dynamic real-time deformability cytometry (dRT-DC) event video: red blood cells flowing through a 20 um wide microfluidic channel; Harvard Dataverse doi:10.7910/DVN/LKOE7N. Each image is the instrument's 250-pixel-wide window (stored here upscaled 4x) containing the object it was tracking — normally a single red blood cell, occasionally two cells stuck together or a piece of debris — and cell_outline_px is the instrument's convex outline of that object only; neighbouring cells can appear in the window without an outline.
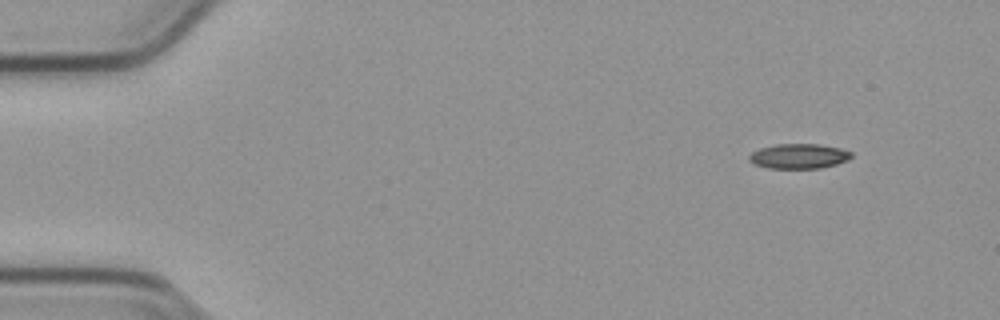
{"species": "common noctule bat (a hibernating species)", "species_latin": "Nyctalus noctula", "temperature_condition": "cold", "stored_images_in_passage": 50, "camera_frame_rate_fps": 3000, "um_per_image_px": 0.085, "animal": {"sex": "male", "body_mass_g": 23.1, "forearm_length_mm": 52.7}, "frame": {"image": 1, "passage_image": 1, "time_ms": 0.0, "image_size_px": [1000, 320], "cell_outline_px": [[852, 156], [848, 160], [836, 164], [820, 168], [768, 168], [756, 164], [748, 160], [748, 156], [752, 152], [760, 148], [776, 144], [816, 144], [840, 148], [852, 152]], "centroid_in_image_um": [67.9, 13.27], "position_along_channel_um": 17.1, "area_um2": 14.74}}
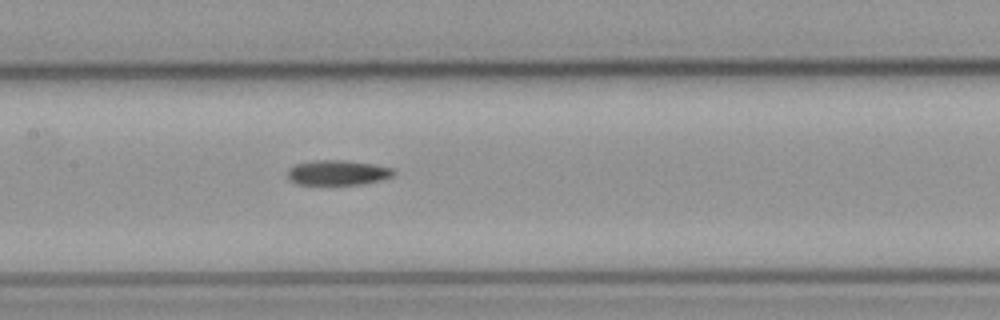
{"frame": {"image": 2, "passage_image": 22, "time_ms": 7.0, "image_size_px": [1000, 320], "cell_outline_px": [[396, 172], [392, 176], [380, 180], [364, 184], [296, 184], [288, 176], [288, 168], [296, 164], [316, 160], [344, 160], [372, 164], [392, 168]], "centroid_in_image_um": [28.71, 14.67], "position_along_channel_um": 178.7, "area_um2": 15.26}}
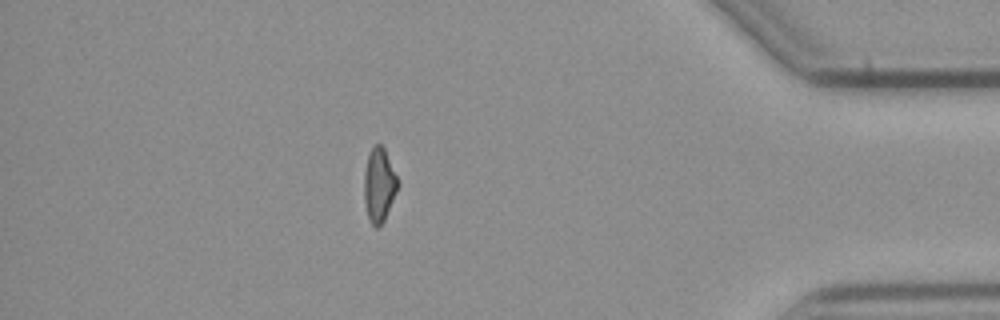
{"frame": {"image": 3, "passage_image": 43, "time_ms": 14.0, "image_size_px": [1000, 320], "cell_outline_px": [[400, 184], [384, 220], [376, 228], [372, 224], [368, 216], [364, 200], [364, 172], [368, 156], [372, 148], [376, 144], [380, 144], [384, 148]], "centroid_in_image_um": [32.23, 15.72], "position_along_channel_um": 403.0, "area_um2": 14.28}}